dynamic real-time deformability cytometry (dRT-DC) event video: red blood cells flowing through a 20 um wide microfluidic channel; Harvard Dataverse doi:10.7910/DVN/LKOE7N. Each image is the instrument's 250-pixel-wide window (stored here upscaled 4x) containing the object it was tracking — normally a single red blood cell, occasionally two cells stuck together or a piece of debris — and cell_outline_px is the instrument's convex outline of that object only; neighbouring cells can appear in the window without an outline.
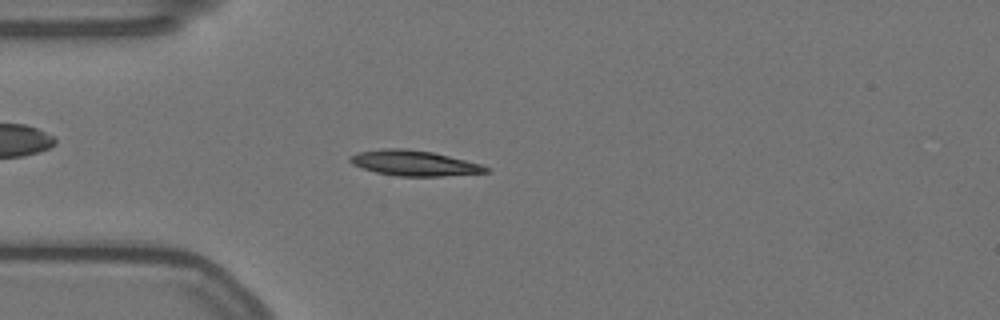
{"species": "Egyptian fruit bat (a non-hibernating species)", "species_latin": "Rousettus aegyptiacus", "temperature_condition": "warm", "stored_images_in_passage": 56, "camera_frame_rate_fps": 3000, "um_per_image_px": 0.085, "animal": {"sex": "female"}, "frame": {"image": 1, "passage_image": 14, "time_ms": 4.333, "image_size_px": [1000, 320], "cell_outline_px": [[492, 168], [488, 172], [440, 176], [396, 176], [376, 172], [352, 164], [348, 160], [348, 156], [360, 152], [384, 148], [404, 148], [432, 152], [480, 164]], "centroid_in_image_um": [35.18, 13.86], "position_along_channel_um": 49.8, "area_um2": 19.88}}
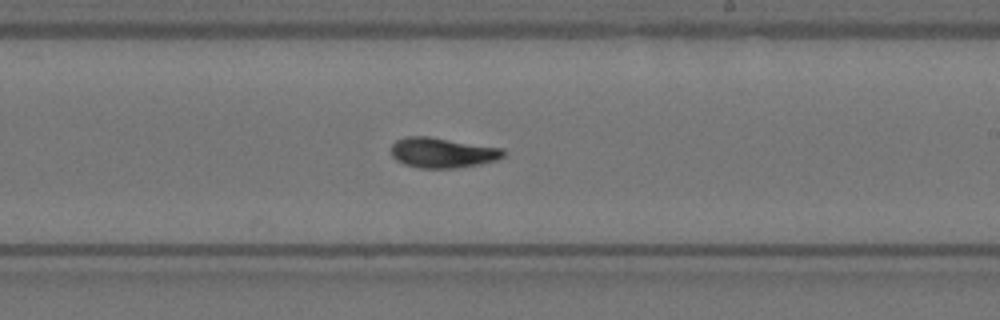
{"frame": {"image": 2, "passage_image": 32, "time_ms": 10.333, "image_size_px": [1000, 320], "cell_outline_px": [[508, 152], [504, 156], [496, 160], [480, 164], [456, 168], [420, 168], [404, 164], [396, 160], [392, 156], [392, 144], [396, 140], [408, 136], [428, 136], [504, 148]], "centroid_in_image_um": [37.64, 12.98], "position_along_channel_um": 251.4, "area_um2": 19.88}}
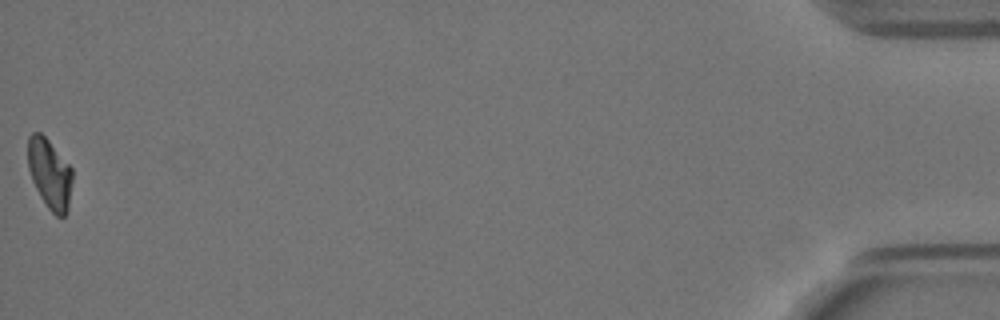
{"frame": {"image": 3, "passage_image": 56, "time_ms": 18.333, "image_size_px": [1000, 320], "cell_outline_px": [[72, 180], [68, 208], [64, 216], [56, 216], [48, 208], [40, 196], [32, 180], [28, 168], [28, 136], [32, 132], [40, 132], [48, 140], [72, 168]], "centroid_in_image_um": [4.21, 14.76], "position_along_channel_um": 431.0, "area_um2": 17.98}, "authors_computed_cell_mechanics": {"area_um2": 19.1607, "velocity_mm_per_s": 3.5161, "shape_relaxation_time_tau1_ms": 4.885, "shape_relaxation_time_tau2_ms": 1.9602, "deformation_change_tau1": 0.1815, "deformation_change_tau2": 0.0571}}